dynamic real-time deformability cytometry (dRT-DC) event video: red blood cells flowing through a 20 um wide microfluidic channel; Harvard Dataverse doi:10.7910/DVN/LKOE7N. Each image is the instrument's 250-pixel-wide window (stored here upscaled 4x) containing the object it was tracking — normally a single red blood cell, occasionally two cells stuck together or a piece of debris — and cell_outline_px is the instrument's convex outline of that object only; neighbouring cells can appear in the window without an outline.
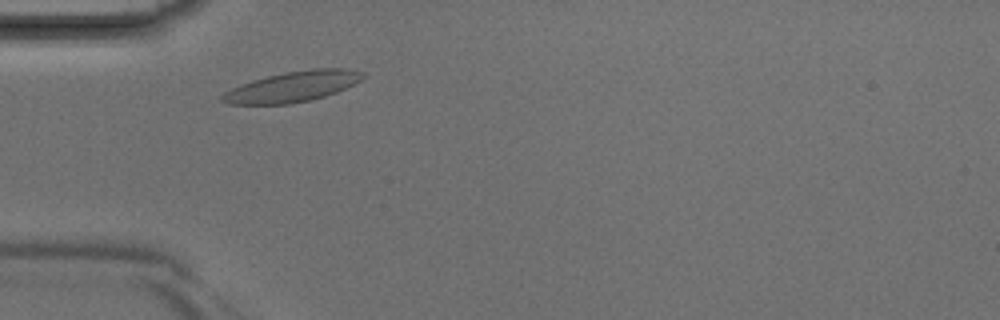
{"species": "Egyptian fruit bat (a non-hibernating species)", "species_latin": "Rousettus aegyptiacus", "temperature_condition": "room temperature", "stored_images_in_passage": 33, "camera_frame_rate_fps": 3000, "um_per_image_px": 0.085, "animal": {"sex": "male"}, "frame": {"image": 1, "passage_image": 4, "time_ms": 1.0, "image_size_px": [1000, 320], "cell_outline_px": [[368, 76], [336, 92], [324, 96], [292, 104], [228, 104], [220, 100], [220, 96], [224, 92], [240, 84], [252, 80], [284, 72], [312, 68], [348, 68], [364, 72]], "centroid_in_image_um": [24.87, 7.35], "position_along_channel_um": 60.1, "area_um2": 25.03}}
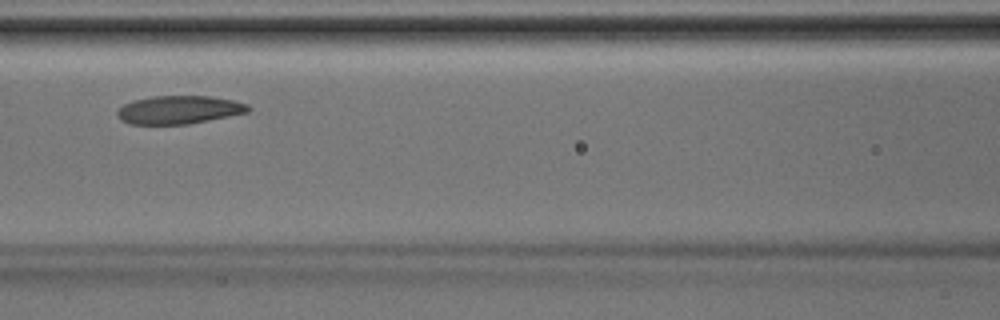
{"frame": {"image": 2, "passage_image": 10, "time_ms": 3.0, "image_size_px": [1000, 320], "cell_outline_px": [[252, 108], [248, 112], [188, 124], [128, 124], [120, 120], [116, 116], [116, 112], [124, 104], [132, 100], [152, 96], [208, 96], [232, 100], [248, 104]], "centroid_in_image_um": [15.18, 9.33], "position_along_channel_um": 151.4, "area_um2": 21.56}}
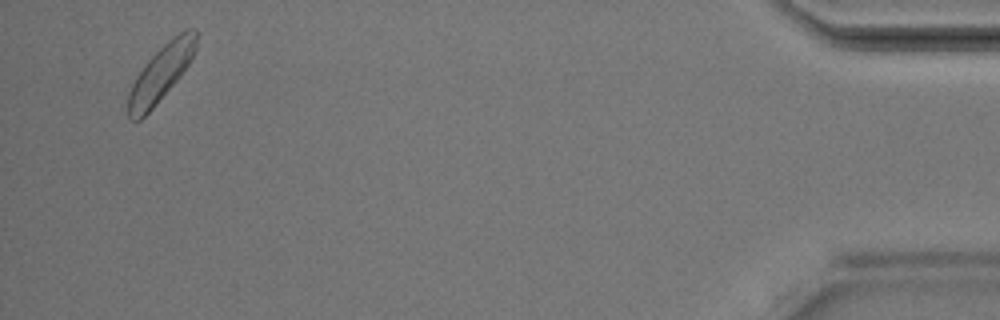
{"frame": {"image": 3, "passage_image": 32, "time_ms": 10.333, "image_size_px": [1000, 320], "cell_outline_px": [[196, 48], [188, 64], [180, 76], [152, 108], [140, 120], [132, 120], [128, 116], [128, 92], [136, 76], [144, 64], [168, 40], [180, 32], [188, 28], [196, 28]], "centroid_in_image_um": [13.66, 6.21], "position_along_channel_um": 421.5, "area_um2": 21.73}}